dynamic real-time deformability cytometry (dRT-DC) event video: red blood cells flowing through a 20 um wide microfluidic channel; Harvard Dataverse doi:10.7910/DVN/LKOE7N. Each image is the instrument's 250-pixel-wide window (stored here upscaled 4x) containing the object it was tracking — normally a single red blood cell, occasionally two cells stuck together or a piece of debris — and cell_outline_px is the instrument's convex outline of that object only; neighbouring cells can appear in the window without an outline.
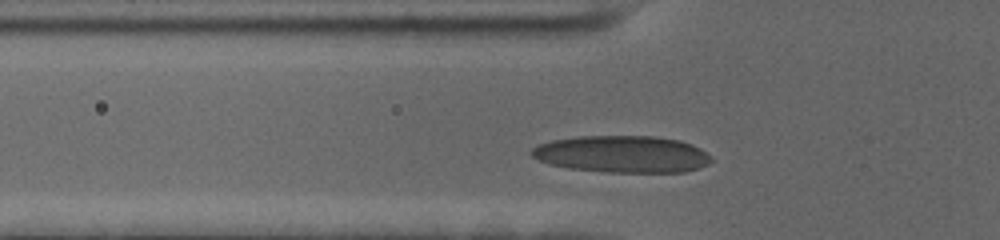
{"species": "human", "species_latin": "Homo sapiens", "temperature_condition": "cold", "stored_images_in_passage": 35, "camera_frame_rate_fps": 3000, "um_per_image_px": 0.085, "donor": {"sex": "female"}, "frame": {"image": 1, "passage_image": 8, "time_ms": 2.333, "image_size_px": [1000, 240], "cell_outline_px": [[712, 160], [708, 164], [684, 172], [608, 172], [568, 168], [548, 164], [532, 156], [528, 152], [532, 148], [540, 144], [552, 140], [580, 136], [652, 136], [680, 140], [692, 144], [700, 148], [712, 156]], "centroid_in_image_um": [52.88, 13.1], "position_along_channel_um": 72.9, "area_um2": 38.73}}
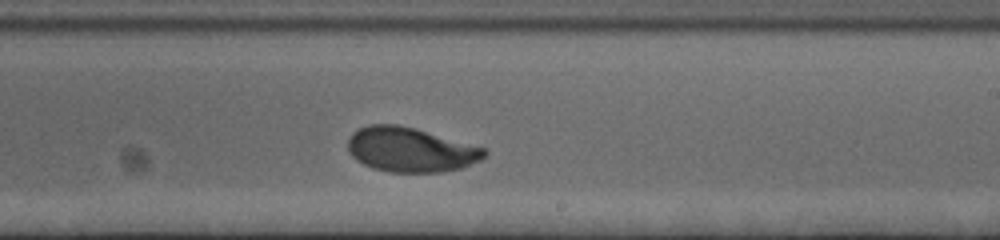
{"frame": {"image": 2, "passage_image": 23, "time_ms": 7.333, "image_size_px": [1000, 240], "cell_outline_px": [[488, 152], [480, 160], [460, 168], [440, 172], [388, 172], [372, 168], [356, 160], [352, 156], [348, 148], [348, 140], [352, 132], [368, 124], [396, 124], [416, 128], [488, 148]], "centroid_in_image_um": [34.9, 12.71], "position_along_channel_um": 254.1, "area_um2": 35.66}}
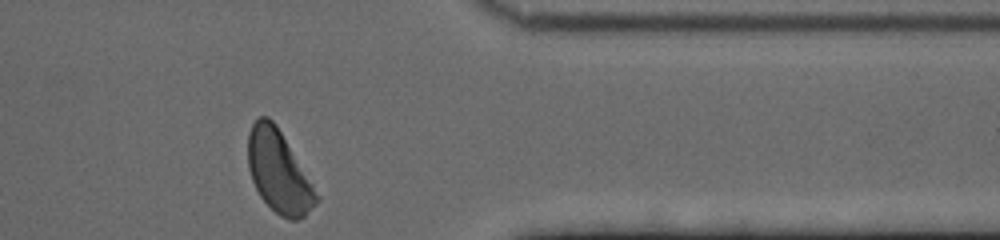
{"frame": {"image": 3, "passage_image": 35, "time_ms": 11.333, "image_size_px": [1000, 240], "cell_outline_px": [[320, 200], [304, 216], [296, 220], [288, 220], [280, 216], [260, 196], [252, 180], [248, 168], [248, 132], [252, 124], [260, 116], [268, 116], [276, 124], [320, 196]], "centroid_in_image_um": [23.69, 14.6], "position_along_channel_um": 387.7, "area_um2": 32.48}, "authors_computed_cell_mechanics": {"area_um2": 35.6048, "velocity_mm_per_s": 3.6271, "shape_relaxation_time_tau1_ms": 2.9385, "shape_relaxation_time_tau2_ms": 0.8311, "deformation_change_tau1": 0.1789, "deformation_change_tau2": 0.0633}}